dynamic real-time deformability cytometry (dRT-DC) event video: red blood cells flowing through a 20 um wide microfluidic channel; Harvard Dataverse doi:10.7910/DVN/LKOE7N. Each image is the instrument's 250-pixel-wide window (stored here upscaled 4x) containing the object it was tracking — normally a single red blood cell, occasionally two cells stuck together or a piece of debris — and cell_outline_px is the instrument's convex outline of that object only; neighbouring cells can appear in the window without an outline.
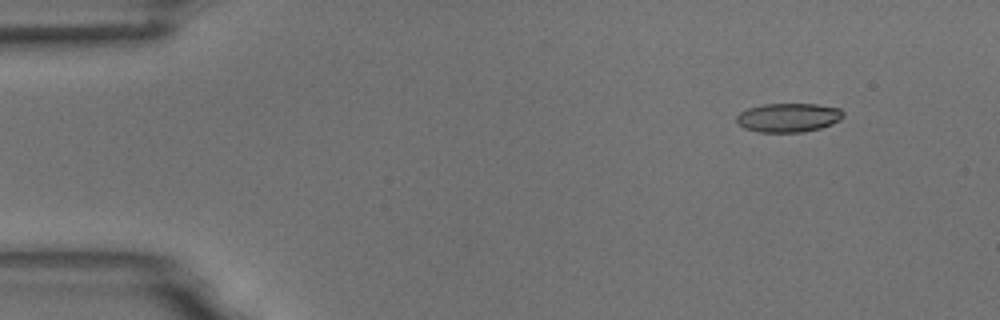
{"species": "common noctule bat (a hibernating species)", "species_latin": "Nyctalus noctula", "temperature_condition": "room temperature", "stored_images_in_passage": 5, "camera_frame_rate_fps": 3000, "um_per_image_px": 0.085, "animal": {"sex": "male", "body_mass_g": 18.8}, "frame": {"image": 1, "passage_image": 1, "time_ms": 0.0, "image_size_px": [1000, 320], "cell_outline_px": [[844, 116], [840, 120], [832, 124], [820, 128], [804, 132], [760, 132], [744, 128], [736, 124], [736, 116], [740, 112], [748, 108], [764, 104], [816, 104], [840, 108], [844, 112]], "centroid_in_image_um": [67.01, 9.99], "position_along_channel_um": 18.0, "area_um2": 18.15}}
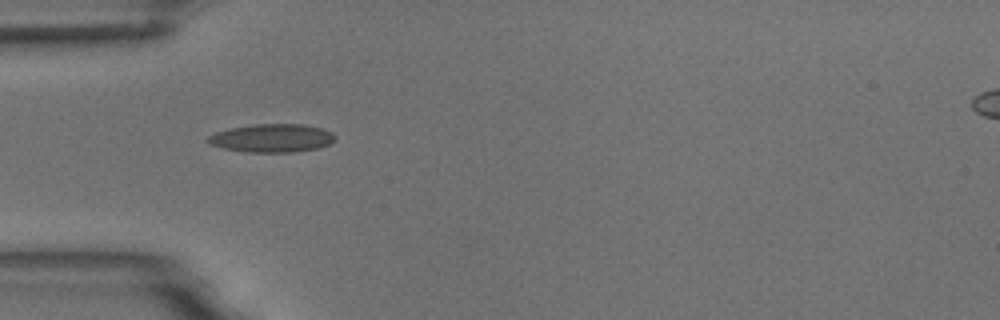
{"frame": {"image": 2, "passage_image": 4, "time_ms": 3.667, "image_size_px": [1000, 320], "cell_outline_px": [[336, 140], [320, 148], [292, 152], [248, 152], [224, 148], [208, 144], [204, 140], [208, 136], [216, 132], [232, 128], [256, 124], [304, 124], [320, 128], [332, 132], [336, 136]], "centroid_in_image_um": [23.12, 11.74], "position_along_channel_um": 61.9, "area_um2": 20.98}}